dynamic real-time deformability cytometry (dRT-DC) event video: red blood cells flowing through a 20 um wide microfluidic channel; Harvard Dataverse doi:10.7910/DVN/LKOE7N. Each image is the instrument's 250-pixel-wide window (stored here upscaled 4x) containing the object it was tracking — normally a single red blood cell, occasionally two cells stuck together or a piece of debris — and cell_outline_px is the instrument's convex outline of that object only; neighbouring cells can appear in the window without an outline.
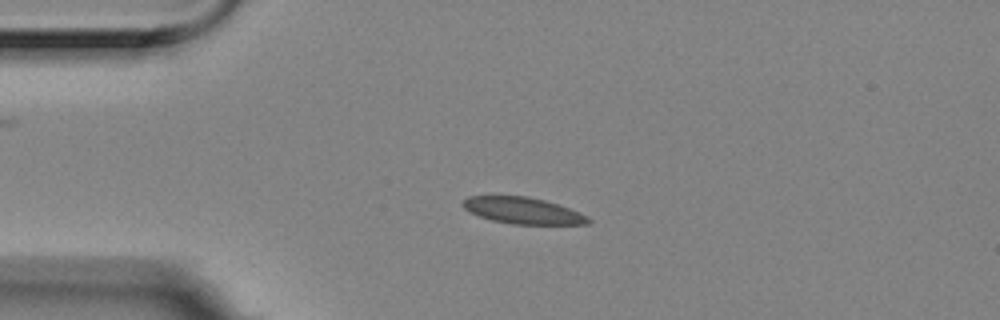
{"species": "Egyptian fruit bat (a non-hibernating species)", "species_latin": "Rousettus aegyptiacus", "temperature_condition": "room temperature", "stored_images_in_passage": 3, "camera_frame_rate_fps": 3000, "um_per_image_px": 0.085, "animal": {"sex": "female"}, "frame": {"image": 1, "passage_image": 2, "time_ms": 0.333, "image_size_px": [1000, 320], "cell_outline_px": [[592, 220], [588, 224], [512, 224], [492, 220], [468, 212], [460, 204], [468, 196], [528, 196], [560, 204], [588, 216]], "centroid_in_image_um": [44.44, 17.9], "position_along_channel_um": 40.6, "area_um2": 19.42}}